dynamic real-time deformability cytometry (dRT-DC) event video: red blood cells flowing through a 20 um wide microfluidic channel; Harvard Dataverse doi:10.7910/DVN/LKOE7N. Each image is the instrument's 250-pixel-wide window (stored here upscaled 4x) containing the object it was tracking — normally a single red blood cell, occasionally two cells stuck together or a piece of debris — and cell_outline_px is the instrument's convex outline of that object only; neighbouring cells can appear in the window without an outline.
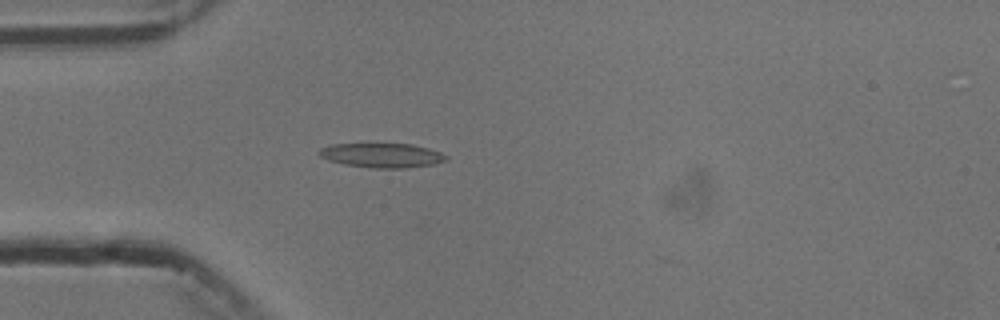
{"species": "common noctule bat (a hibernating species)", "species_latin": "Nyctalus noctula", "temperature_condition": "cold", "stored_images_in_passage": 3, "camera_frame_rate_fps": 3000, "um_per_image_px": 0.085, "animal": {"sex": "male", "body_mass_g": 13.3}, "frame": {"image": 1, "passage_image": 3, "time_ms": 2.333, "image_size_px": [1000, 320], "cell_outline_px": [[448, 160], [432, 164], [404, 168], [372, 168], [344, 164], [328, 160], [320, 156], [316, 152], [320, 148], [332, 144], [368, 140], [412, 144], [428, 148], [440, 152], [448, 156]], "centroid_in_image_um": [32.39, 13.14], "position_along_channel_um": 52.6, "area_um2": 19.19}}